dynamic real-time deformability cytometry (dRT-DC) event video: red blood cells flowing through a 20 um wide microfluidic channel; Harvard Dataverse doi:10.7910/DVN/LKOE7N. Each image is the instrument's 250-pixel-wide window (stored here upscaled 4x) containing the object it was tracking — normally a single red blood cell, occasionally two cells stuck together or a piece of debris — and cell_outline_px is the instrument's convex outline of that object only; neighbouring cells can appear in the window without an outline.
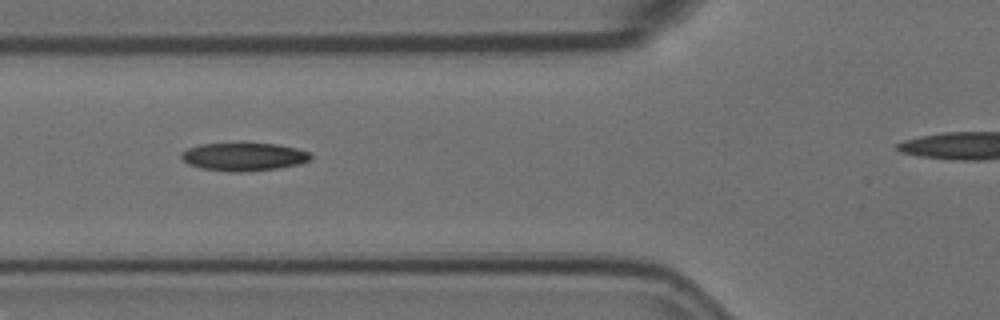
{"species": "Egyptian fruit bat (a non-hibernating species)", "species_latin": "Rousettus aegyptiacus", "temperature_condition": "room temperature", "stored_images_in_passage": 11, "camera_frame_rate_fps": 3000, "um_per_image_px": 0.085, "animal": {"sex": "female"}, "frame": {"image": 1, "passage_image": 6, "time_ms": 1.667, "image_size_px": [1000, 320], "cell_outline_px": [[312, 160], [300, 164], [276, 168], [240, 172], [228, 172], [200, 168], [188, 164], [180, 156], [180, 152], [188, 148], [200, 144], [240, 140], [244, 140], [276, 144], [296, 148], [308, 152], [312, 156]], "centroid_in_image_um": [20.69, 13.27], "position_along_channel_um": 105.1, "area_um2": 22.2}}
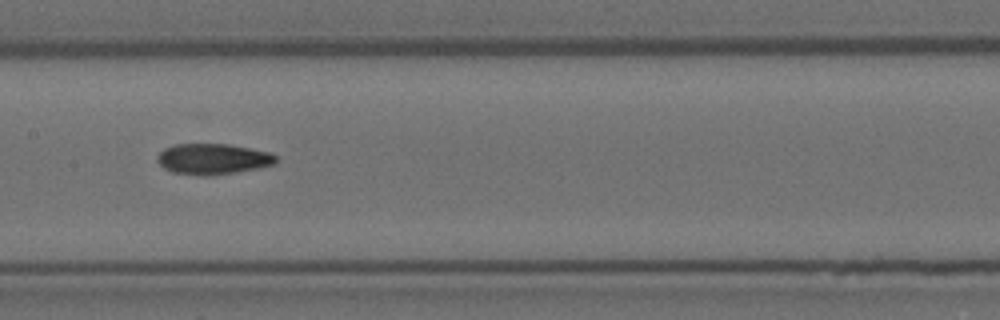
{"frame": {"image": 2, "passage_image": 8, "time_ms": 2.333, "image_size_px": [1000, 320], "cell_outline_px": [[276, 164], [236, 172], [208, 176], [204, 176], [172, 172], [164, 168], [156, 160], [156, 156], [164, 148], [176, 144], [228, 144], [272, 152], [276, 156]], "centroid_in_image_um": [18.09, 13.51], "position_along_channel_um": 189.3, "area_um2": 21.33}}
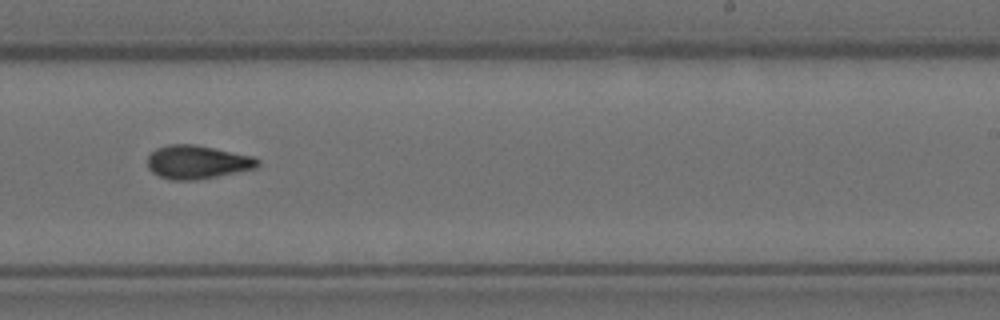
{"frame": {"image": 3, "passage_image": 10, "time_ms": 3.0, "image_size_px": [1000, 320], "cell_outline_px": [[260, 164], [256, 168], [196, 180], [168, 180], [152, 172], [148, 168], [148, 156], [156, 148], [168, 144], [196, 144], [252, 156], [260, 160]], "centroid_in_image_um": [16.75, 13.77], "position_along_channel_um": 272.3, "area_um2": 21.5}}